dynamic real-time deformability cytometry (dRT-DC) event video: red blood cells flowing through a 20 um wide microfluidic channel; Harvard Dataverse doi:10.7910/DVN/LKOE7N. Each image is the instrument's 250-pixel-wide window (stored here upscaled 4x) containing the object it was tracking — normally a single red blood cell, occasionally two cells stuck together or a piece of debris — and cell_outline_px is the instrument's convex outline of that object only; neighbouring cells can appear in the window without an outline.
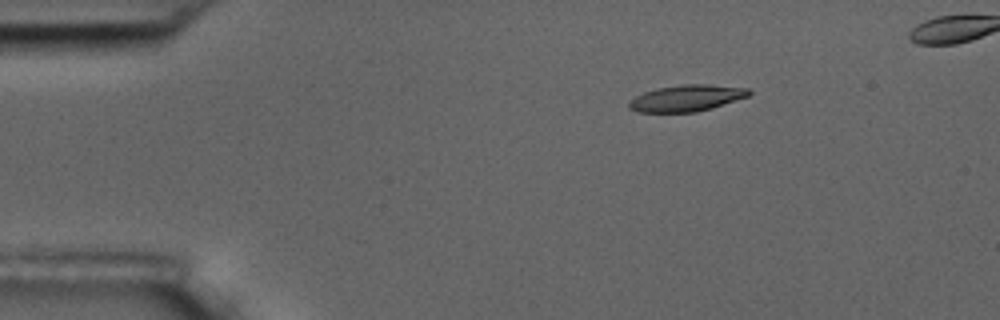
{"species": "common noctule bat (a hibernating species)", "species_latin": "Nyctalus noctula", "temperature_condition": "room temperature", "stored_images_in_passage": 5, "camera_frame_rate_fps": 3000, "um_per_image_px": 0.085, "animal": {"sex": "male", "body_mass_g": 17.5, "forearm_length_mm": 52.3}, "frame": {"image": 1, "passage_image": 5, "time_ms": 5.667, "image_size_px": [1000, 320], "cell_outline_px": [[752, 92], [748, 96], [712, 108], [696, 112], [636, 112], [628, 108], [628, 104], [636, 96], [644, 92], [656, 88], [680, 84], [708, 84], [748, 88]], "centroid_in_image_um": [58.35, 8.33], "position_along_channel_um": 26.6, "area_um2": 18.5}}